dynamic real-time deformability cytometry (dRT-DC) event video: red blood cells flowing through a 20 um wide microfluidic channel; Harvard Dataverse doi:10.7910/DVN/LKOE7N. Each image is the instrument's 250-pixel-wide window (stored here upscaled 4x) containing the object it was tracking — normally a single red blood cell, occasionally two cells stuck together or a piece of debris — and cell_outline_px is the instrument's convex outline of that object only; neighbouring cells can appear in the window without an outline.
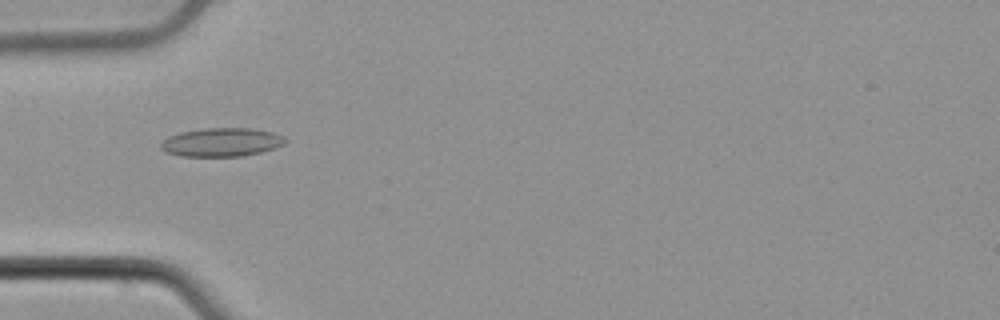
{"species": "common noctule bat (a hibernating species)", "species_latin": "Nyctalus noctula", "temperature_condition": "cold", "stored_images_in_passage": 53, "camera_frame_rate_fps": 3000, "um_per_image_px": 0.085, "animal": {"sex": "male", "body_mass_g": 21.5, "forearm_length_mm": 52.0}, "frame": {"image": 1, "passage_image": 17, "time_ms": 5.333, "image_size_px": [1000, 320], "cell_outline_px": [[288, 140], [284, 144], [276, 148], [260, 152], [240, 156], [180, 156], [164, 152], [160, 148], [160, 144], [168, 136], [180, 132], [204, 128], [252, 128], [272, 132], [284, 136]], "centroid_in_image_um": [18.83, 12.08], "position_along_channel_um": 66.2, "area_um2": 20.87}}
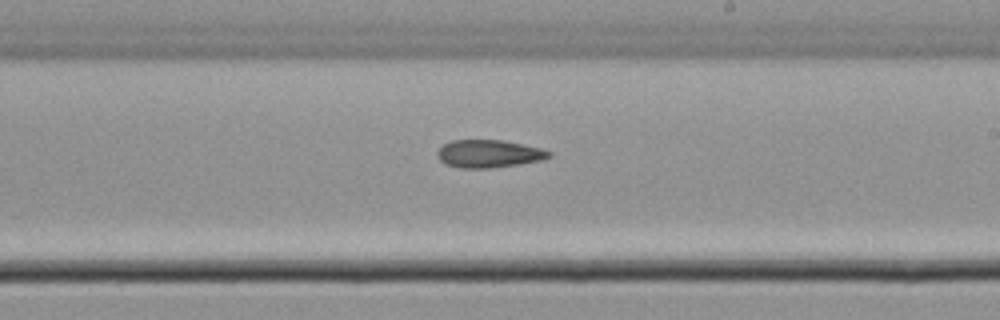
{"frame": {"image": 2, "passage_image": 31, "time_ms": 10.0, "image_size_px": [1000, 320], "cell_outline_px": [[552, 156], [544, 160], [520, 164], [492, 168], [460, 168], [444, 164], [436, 156], [436, 152], [444, 144], [452, 140], [504, 140], [540, 148], [552, 152]], "centroid_in_image_um": [41.55, 13.07], "position_along_channel_um": 247.4, "area_um2": 18.26}}
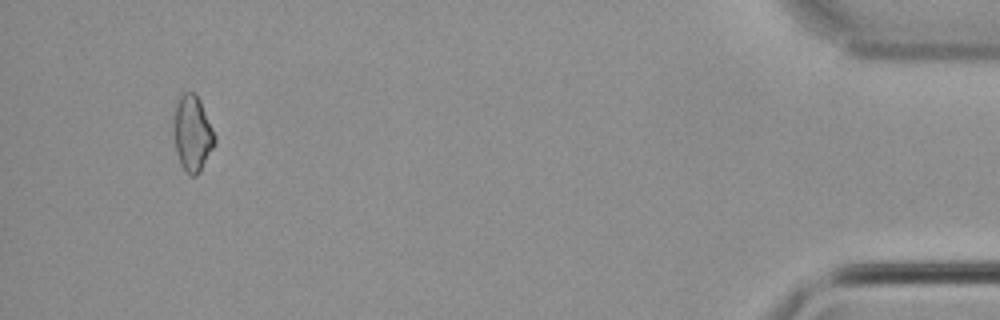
{"frame": {"image": 3, "passage_image": 50, "time_ms": 16.333, "image_size_px": [1000, 320], "cell_outline_px": [[216, 144], [200, 172], [196, 176], [188, 176], [180, 164], [176, 148], [176, 100], [184, 92], [196, 92], [200, 100], [216, 136]], "centroid_in_image_um": [16.41, 11.37], "position_along_channel_um": 418.8, "area_um2": 17.86}}